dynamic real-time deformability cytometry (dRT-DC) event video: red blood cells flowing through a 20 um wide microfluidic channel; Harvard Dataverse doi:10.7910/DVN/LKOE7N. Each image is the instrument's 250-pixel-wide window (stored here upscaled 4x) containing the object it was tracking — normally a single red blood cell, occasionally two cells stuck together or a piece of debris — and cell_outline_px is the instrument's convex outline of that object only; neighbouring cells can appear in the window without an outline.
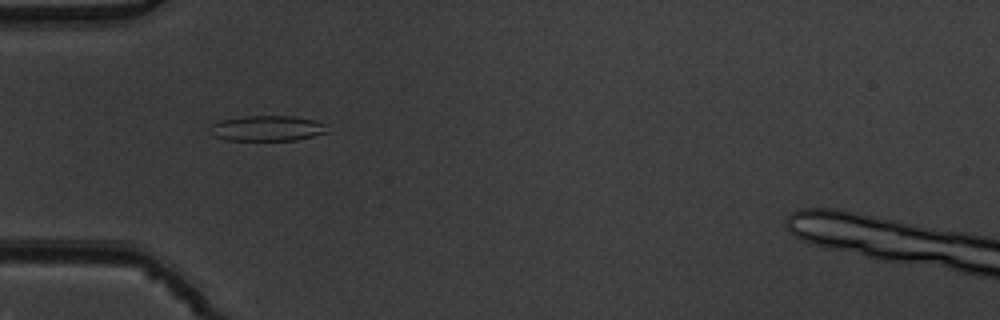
{"species": "common noctule bat (a hibernating species)", "species_latin": "Nyctalus noctula", "temperature_condition": "warm", "stored_images_in_passage": 7, "camera_frame_rate_fps": 3000, "um_per_image_px": 0.085, "animal": {"sex": "male", "body_mass_g": 19.5, "forearm_length_mm": 54.6}, "frame": {"image": 1, "passage_image": 5, "time_ms": 1.333, "image_size_px": [1000, 320], "cell_outline_px": [[328, 132], [296, 140], [224, 140], [208, 132], [208, 128], [212, 124], [220, 120], [244, 116], [292, 116], [312, 120], [328, 124]], "centroid_in_image_um": [22.69, 10.9], "position_along_channel_um": 62.3, "area_um2": 17.46}}
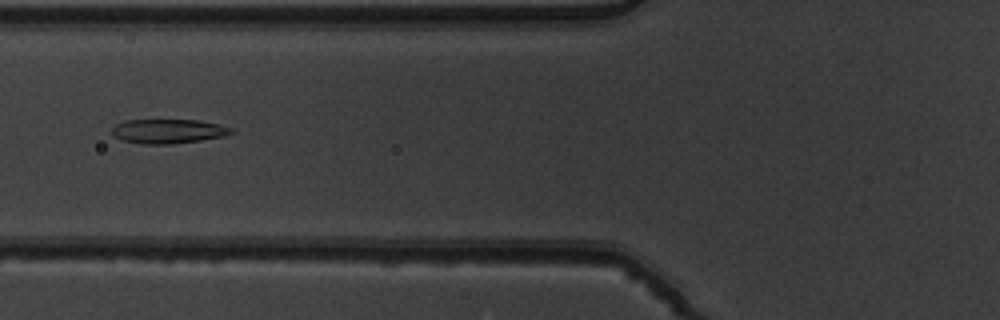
{"frame": {"image": 2, "passage_image": 6, "time_ms": 1.667, "image_size_px": [1000, 320], "cell_outline_px": [[236, 132], [220, 136], [200, 140], [172, 144], [144, 144], [124, 140], [112, 136], [112, 128], [116, 124], [124, 120], [200, 120], [220, 124], [232, 128]], "centroid_in_image_um": [14.29, 11.14], "position_along_channel_um": 111.5, "area_um2": 16.88}}
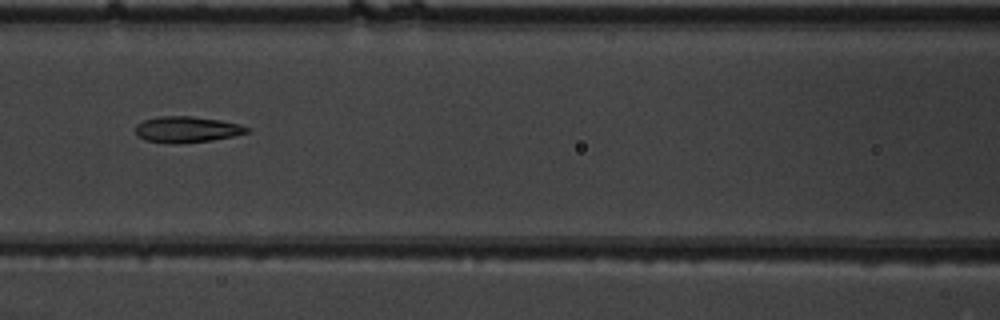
{"frame": {"image": 3, "passage_image": 7, "time_ms": 2.0, "image_size_px": [1000, 320], "cell_outline_px": [[252, 132], [212, 140], [180, 144], [168, 144], [148, 140], [140, 136], [136, 132], [136, 124], [144, 120], [160, 116], [192, 116], [220, 120], [240, 124], [252, 128]], "centroid_in_image_um": [15.95, 11.0], "position_along_channel_um": 150.7, "area_um2": 17.05}}